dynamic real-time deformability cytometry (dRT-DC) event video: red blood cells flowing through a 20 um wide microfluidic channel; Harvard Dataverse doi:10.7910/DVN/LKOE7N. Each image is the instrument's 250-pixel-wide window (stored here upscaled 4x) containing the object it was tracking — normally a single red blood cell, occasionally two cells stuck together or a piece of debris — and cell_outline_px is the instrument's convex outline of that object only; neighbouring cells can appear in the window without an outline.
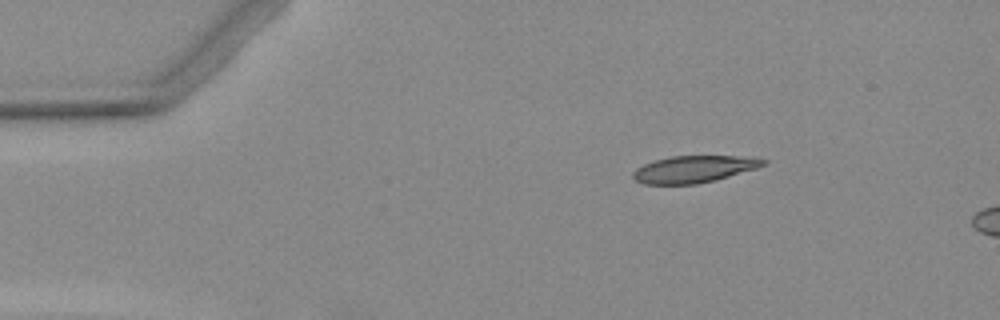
{"species": "Egyptian fruit bat (a non-hibernating species)", "species_latin": "Rousettus aegyptiacus", "temperature_condition": "warm", "stored_images_in_passage": 4, "camera_frame_rate_fps": 3000, "um_per_image_px": 0.085, "animal": {"sex": "female"}, "frame": {"image": 1, "passage_image": 3, "time_ms": 2.333, "image_size_px": [1000, 320], "cell_outline_px": [[768, 164], [756, 168], [716, 180], [696, 184], [644, 184], [636, 180], [632, 176], [632, 172], [636, 168], [644, 164], [656, 160], [672, 156], [736, 156], [768, 160]], "centroid_in_image_um": [58.97, 14.38], "position_along_channel_um": 26.0, "area_um2": 20.29}}